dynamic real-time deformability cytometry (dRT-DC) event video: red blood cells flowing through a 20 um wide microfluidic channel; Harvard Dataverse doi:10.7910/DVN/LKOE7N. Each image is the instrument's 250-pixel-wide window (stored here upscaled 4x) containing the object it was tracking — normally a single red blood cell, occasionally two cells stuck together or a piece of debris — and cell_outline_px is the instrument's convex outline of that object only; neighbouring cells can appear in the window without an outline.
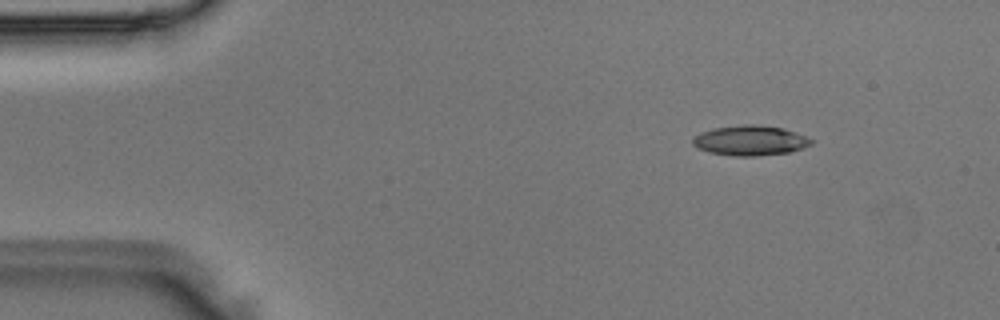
{"species": "Egyptian fruit bat (a non-hibernating species)", "species_latin": "Rousettus aegyptiacus", "temperature_condition": "room temperature", "stored_images_in_passage": 3, "camera_frame_rate_fps": 3000, "um_per_image_px": 0.085, "animal": {"sex": "male"}, "frame": {"image": 1, "passage_image": 1, "time_ms": 0.0, "image_size_px": [1000, 320], "cell_outline_px": [[812, 144], [788, 152], [756, 156], [736, 156], [708, 152], [692, 144], [692, 140], [700, 132], [712, 128], [740, 124], [752, 124], [780, 128], [804, 136], [812, 140]], "centroid_in_image_um": [63.7, 11.94], "position_along_channel_um": 21.3, "area_um2": 20.35}}